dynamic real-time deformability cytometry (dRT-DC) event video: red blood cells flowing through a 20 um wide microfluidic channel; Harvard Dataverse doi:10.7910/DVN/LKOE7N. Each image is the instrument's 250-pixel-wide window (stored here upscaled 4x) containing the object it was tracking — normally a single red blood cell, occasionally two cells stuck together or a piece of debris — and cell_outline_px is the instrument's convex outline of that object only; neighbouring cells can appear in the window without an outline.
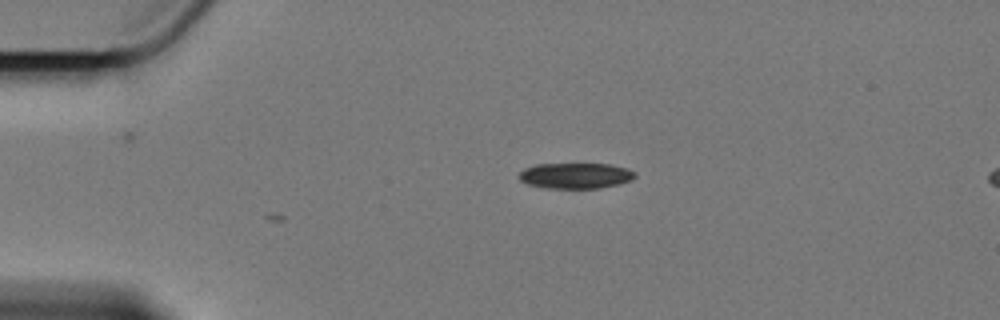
{"species": "Egyptian fruit bat (a non-hibernating species)", "species_latin": "Rousettus aegyptiacus", "temperature_condition": "cold", "stored_images_in_passage": 6, "camera_frame_rate_fps": 3000, "um_per_image_px": 0.085, "animal": {"sex": "female"}, "frame": {"image": 1, "passage_image": 6, "time_ms": 1.667, "image_size_px": [1000, 320], "cell_outline_px": [[636, 176], [632, 180], [620, 184], [600, 188], [544, 188], [528, 184], [520, 180], [516, 176], [524, 168], [536, 164], [608, 164], [628, 168], [636, 172]], "centroid_in_image_um": [48.92, 14.93], "position_along_channel_um": 36.1, "area_um2": 17.57}}